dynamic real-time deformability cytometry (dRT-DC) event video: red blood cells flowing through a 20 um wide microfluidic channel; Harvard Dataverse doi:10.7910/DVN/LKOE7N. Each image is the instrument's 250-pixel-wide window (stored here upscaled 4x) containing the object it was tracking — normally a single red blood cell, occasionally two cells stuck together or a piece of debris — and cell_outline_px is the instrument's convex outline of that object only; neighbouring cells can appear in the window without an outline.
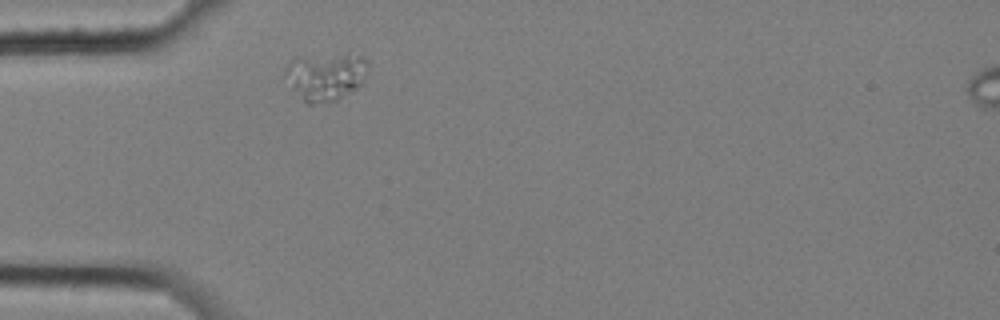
{"species": "common noctule bat (a hibernating species)", "species_latin": "Nyctalus noctula", "temperature_condition": "cold", "stored_images_in_passage": 1, "camera_frame_rate_fps": 3000, "um_per_image_px": 0.085, "animal": {"sex": "female", "body_mass_g": 25.1}, "frame": {"image": 1, "passage_image": 1, "time_ms": 0.0, "image_size_px": [1000, 320], "cell_outline_px": [[368, 72], [364, 80], [360, 84], [336, 100], [312, 104], [304, 104], [292, 88], [284, 76], [284, 72], [288, 64], [292, 60], [300, 56], [348, 52], [364, 56], [368, 64]], "centroid_in_image_um": [27.68, 6.45], "position_along_channel_um": 57.3, "area_um2": 23.47}}